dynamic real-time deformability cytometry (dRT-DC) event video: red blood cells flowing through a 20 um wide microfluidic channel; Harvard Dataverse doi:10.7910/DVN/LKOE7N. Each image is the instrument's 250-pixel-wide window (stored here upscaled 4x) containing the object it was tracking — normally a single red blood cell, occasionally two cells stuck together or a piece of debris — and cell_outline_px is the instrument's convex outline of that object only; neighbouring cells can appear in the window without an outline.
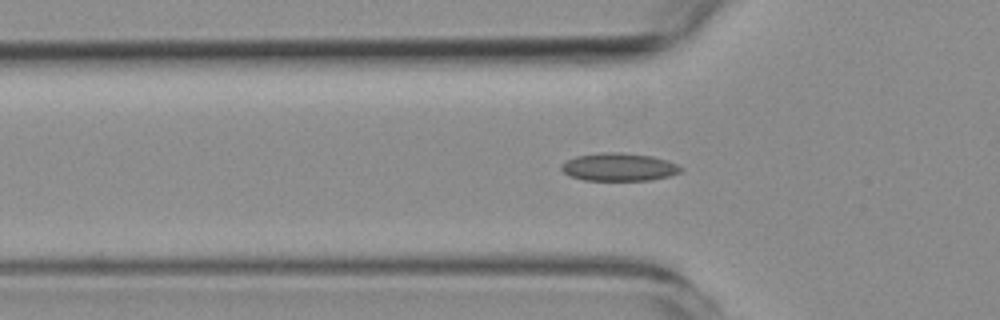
{"species": "common noctule bat (a hibernating species)", "species_latin": "Nyctalus noctula", "temperature_condition": "room temperature", "stored_images_in_passage": 48, "camera_frame_rate_fps": 3000, "um_per_image_px": 0.085, "animal": {"sex": "female", "body_mass_g": 19.3, "forearm_length_mm": 54.1}, "frame": {"image": 1, "passage_image": 17, "time_ms": 5.333, "image_size_px": [1000, 320], "cell_outline_px": [[684, 168], [680, 172], [668, 176], [652, 180], [584, 180], [568, 176], [560, 168], [560, 164], [576, 156], [600, 152], [620, 152], [652, 156], [668, 160]], "centroid_in_image_um": [52.59, 14.19], "position_along_channel_um": 73.2, "area_um2": 19.54}}
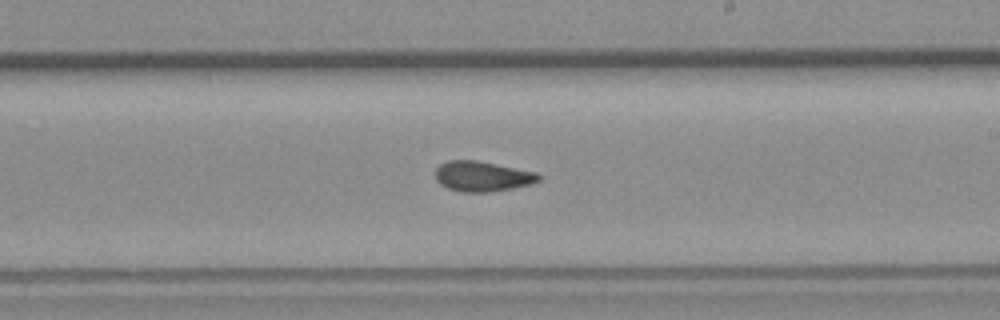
{"frame": {"image": 2, "passage_image": 31, "time_ms": 10.0, "image_size_px": [1000, 320], "cell_outline_px": [[540, 180], [532, 184], [512, 188], [488, 192], [460, 192], [448, 188], [440, 184], [436, 180], [436, 168], [440, 164], [448, 160], [476, 160], [536, 172], [540, 176]], "centroid_in_image_um": [40.98, 14.99], "position_along_channel_um": 248.0, "area_um2": 18.15}}
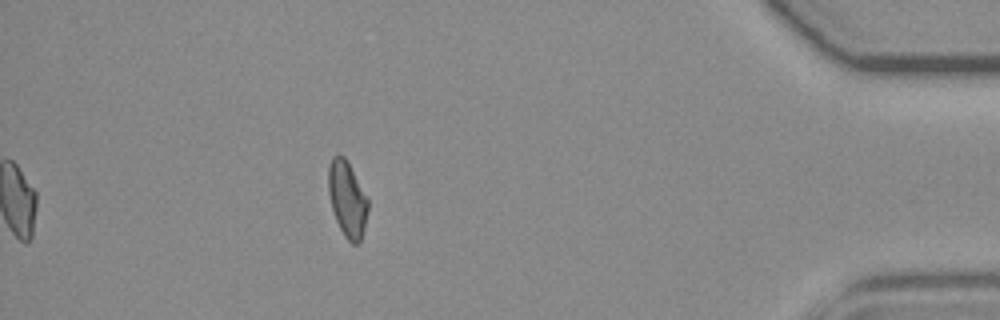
{"frame": {"image": 3, "passage_image": 48, "time_ms": 15.667, "image_size_px": [1000, 320], "cell_outline_px": [[368, 208], [364, 228], [360, 244], [352, 244], [344, 236], [336, 220], [332, 208], [328, 192], [328, 164], [332, 156], [336, 152], [344, 156], [368, 196]], "centroid_in_image_um": [29.51, 16.89], "position_along_channel_um": 405.7, "area_um2": 17.74}, "authors_computed_cell_mechanics": {"area_um2": 18.3515, "velocity_mm_per_s": 3.7428, "shape_relaxation_time_tau1_ms": null, "shape_relaxation_time_tau2_ms": 2.7889, "deformation_change_tau1": null, "deformation_change_tau2": 0.0838}}